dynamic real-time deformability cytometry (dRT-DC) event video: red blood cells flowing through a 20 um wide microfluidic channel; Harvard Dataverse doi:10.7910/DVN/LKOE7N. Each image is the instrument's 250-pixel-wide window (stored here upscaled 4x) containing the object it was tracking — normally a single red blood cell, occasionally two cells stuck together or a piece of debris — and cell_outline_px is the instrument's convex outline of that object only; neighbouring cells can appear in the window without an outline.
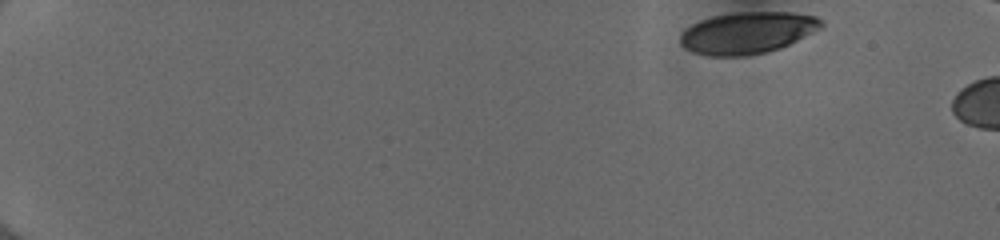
{"species": "human", "species_latin": "Homo sapiens", "temperature_condition": "cold", "stored_images_in_passage": 6, "camera_frame_rate_fps": 3000, "um_per_image_px": 0.085, "donor": {"sex": "female"}, "frame": {"image": 1, "passage_image": 1, "time_ms": 0.0, "image_size_px": [1000, 240], "cell_outline_px": [[824, 24], [820, 28], [780, 48], [768, 52], [744, 56], [708, 56], [692, 52], [684, 48], [680, 44], [680, 32], [684, 28], [700, 20], [712, 16], [736, 12], [792, 12], [816, 16]], "centroid_in_image_um": [63.47, 2.79], "position_along_channel_um": 21.5, "area_um2": 34.39}}